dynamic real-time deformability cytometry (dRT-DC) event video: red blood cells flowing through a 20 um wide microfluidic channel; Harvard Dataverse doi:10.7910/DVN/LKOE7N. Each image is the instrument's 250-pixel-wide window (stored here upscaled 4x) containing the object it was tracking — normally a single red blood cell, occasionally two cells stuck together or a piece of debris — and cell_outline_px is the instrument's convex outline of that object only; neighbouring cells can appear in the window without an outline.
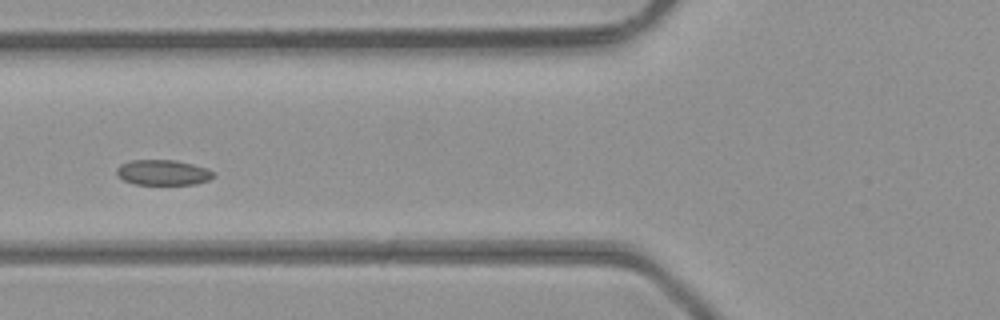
{"species": "common noctule bat (a hibernating species)", "species_latin": "Nyctalus noctula", "temperature_condition": "room temperature", "stored_images_in_passage": 4, "camera_frame_rate_fps": 3000, "um_per_image_px": 0.085, "animal": {"sex": "male", "body_mass_g": 23.1, "forearm_length_mm": 52.7}, "frame": {"image": 1, "passage_image": 4, "time_ms": 1.0, "image_size_px": [1000, 320], "cell_outline_px": [[216, 176], [208, 180], [196, 184], [132, 184], [116, 176], [116, 168], [120, 164], [132, 160], [176, 160], [208, 168]], "centroid_in_image_um": [13.83, 14.66], "position_along_channel_um": 112.0, "area_um2": 14.39}}